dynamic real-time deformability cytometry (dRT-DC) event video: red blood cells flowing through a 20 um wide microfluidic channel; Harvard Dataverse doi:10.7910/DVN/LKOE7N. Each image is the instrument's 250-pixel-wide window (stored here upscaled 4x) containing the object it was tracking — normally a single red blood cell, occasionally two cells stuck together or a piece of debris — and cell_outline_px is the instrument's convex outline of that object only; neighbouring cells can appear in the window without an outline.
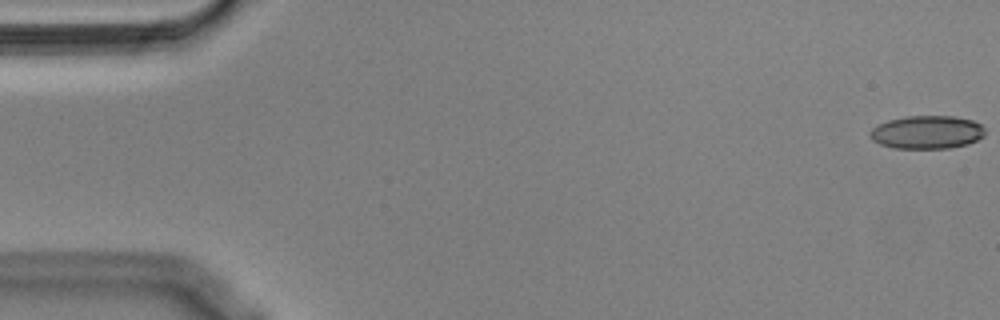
{"species": "Egyptian fruit bat (a non-hibernating species)", "species_latin": "Rousettus aegyptiacus", "temperature_condition": "cold", "stored_images_in_passage": 55, "camera_frame_rate_fps": 3000, "um_per_image_px": 0.085, "animal": {"sex": "male"}, "frame": {"image": 1, "passage_image": 1, "time_ms": 0.0, "image_size_px": [1000, 320], "cell_outline_px": [[984, 136], [968, 144], [948, 148], [892, 148], [880, 144], [872, 140], [868, 136], [868, 132], [872, 128], [888, 120], [908, 116], [956, 116], [972, 120], [980, 124], [984, 128]], "centroid_in_image_um": [78.77, 11.24], "position_along_channel_um": 6.2, "area_um2": 22.31}}
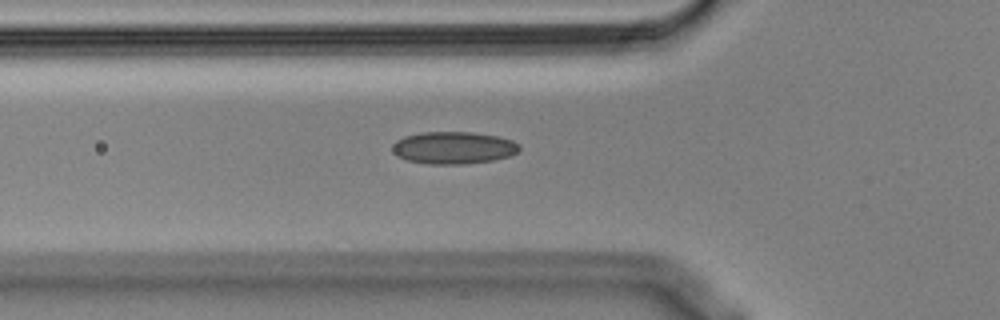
{"frame": {"image": 2, "passage_image": 19, "time_ms": 6.0, "image_size_px": [1000, 320], "cell_outline_px": [[520, 148], [516, 152], [508, 156], [492, 160], [464, 164], [424, 164], [408, 160], [392, 152], [392, 144], [396, 140], [404, 136], [420, 132], [472, 132], [496, 136], [512, 140], [520, 144]], "centroid_in_image_um": [38.52, 12.55], "position_along_channel_um": 87.3, "area_um2": 23.87}}
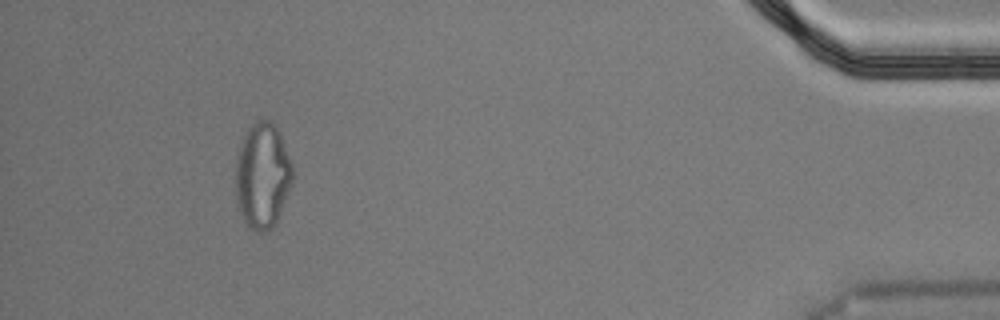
{"frame": {"image": 3, "passage_image": 51, "time_ms": 16.667, "image_size_px": [1000, 320], "cell_outline_px": [[292, 180], [276, 224], [272, 228], [264, 232], [256, 232], [248, 228], [236, 204], [236, 156], [240, 144], [248, 128], [256, 120], [268, 120], [280, 132], [292, 164]], "centroid_in_image_um": [22.29, 14.95], "position_along_channel_um": 412.9, "area_um2": 35.08}, "authors_computed_cell_mechanics": {"area_um2": 23.1778, "velocity_mm_per_s": 3.6463, "shape_relaxation_time_tau1_ms": null, "shape_relaxation_time_tau2_ms": 3.4241, "deformation_change_tau1": null, "deformation_change_tau2": 0.0993}}